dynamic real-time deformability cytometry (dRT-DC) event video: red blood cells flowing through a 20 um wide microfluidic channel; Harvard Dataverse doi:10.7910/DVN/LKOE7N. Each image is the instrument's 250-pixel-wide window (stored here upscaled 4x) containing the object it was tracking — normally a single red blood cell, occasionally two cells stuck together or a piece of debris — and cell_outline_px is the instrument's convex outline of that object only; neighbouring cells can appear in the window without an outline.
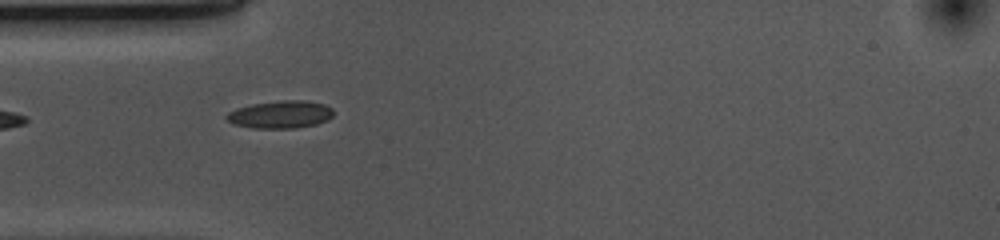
{"species": "common noctule bat (a hibernating species)", "species_latin": "Nyctalus noctula", "temperature_condition": "cold", "stored_images_in_passage": 4, "camera_frame_rate_fps": 3000, "um_per_image_px": 0.085, "animal": {"sex": "female", "body_mass_g": 10.0, "forearm_length_mm": 53.1}, "frame": {"image": 1, "passage_image": 1, "time_ms": 0.0, "image_size_px": [1000, 240], "cell_outline_px": [[332, 116], [328, 120], [316, 124], [296, 128], [252, 128], [236, 124], [228, 120], [224, 116], [228, 112], [236, 108], [252, 104], [280, 100], [304, 100], [324, 104], [332, 108]], "centroid_in_image_um": [23.84, 9.72], "position_along_channel_um": 61.2, "area_um2": 17.17}}